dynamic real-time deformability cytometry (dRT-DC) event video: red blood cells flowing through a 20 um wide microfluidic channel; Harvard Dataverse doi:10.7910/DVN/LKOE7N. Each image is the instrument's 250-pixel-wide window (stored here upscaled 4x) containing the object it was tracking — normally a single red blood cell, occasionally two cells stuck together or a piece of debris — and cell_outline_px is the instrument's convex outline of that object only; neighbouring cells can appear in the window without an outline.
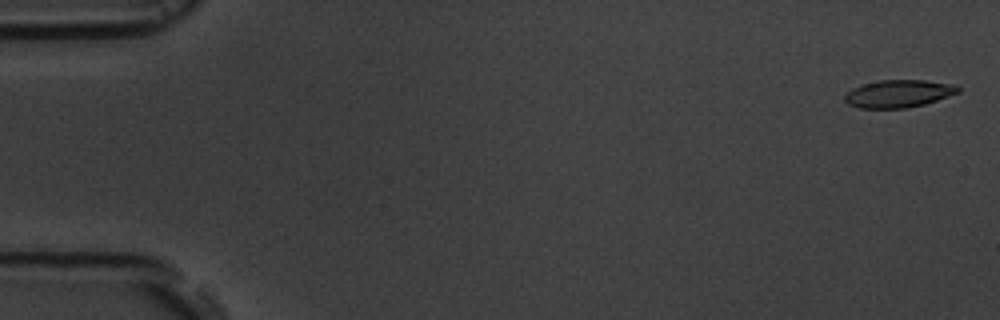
{"species": "common noctule bat (a hibernating species)", "species_latin": "Nyctalus noctula", "temperature_condition": "room temperature", "stored_images_in_passage": 2, "segment_of_instrument_passage": [2, 2], "camera_frame_rate_fps": 3000, "um_per_image_px": 0.085, "animal": {"sex": "male", "body_mass_g": 19.5, "forearm_length_mm": 54.6}, "frame": {"image": 1, "passage_image": 2, "time_ms": 1.333, "image_size_px": [1000, 320], "cell_outline_px": [[960, 92], [924, 104], [908, 108], [860, 108], [848, 104], [844, 100], [844, 96], [852, 88], [860, 84], [880, 80], [924, 80], [956, 84], [960, 88]], "centroid_in_image_um": [76.37, 7.95], "position_along_channel_um": 8.6, "area_um2": 18.32}}